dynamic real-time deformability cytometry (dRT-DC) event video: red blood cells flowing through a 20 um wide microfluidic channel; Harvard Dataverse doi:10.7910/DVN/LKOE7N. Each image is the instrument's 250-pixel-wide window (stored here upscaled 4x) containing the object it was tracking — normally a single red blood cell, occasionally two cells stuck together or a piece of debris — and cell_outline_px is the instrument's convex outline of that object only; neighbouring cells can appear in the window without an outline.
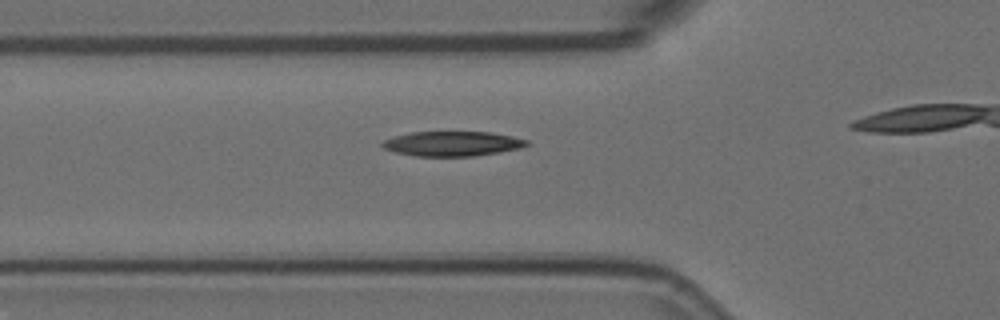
{"species": "Egyptian fruit bat (a non-hibernating species)", "species_latin": "Rousettus aegyptiacus", "temperature_condition": "room temperature", "stored_images_in_passage": 3, "segment_of_instrument_passage": [1, 2], "camera_frame_rate_fps": 3000, "um_per_image_px": 0.085, "animal": {"sex": "female"}, "frame": {"image": 1, "passage_image": 2, "time_ms": 0.333, "image_size_px": [1000, 320], "cell_outline_px": [[528, 144], [520, 148], [500, 152], [472, 156], [416, 156], [396, 152], [384, 148], [380, 144], [384, 140], [396, 136], [412, 132], [488, 132], [512, 136], [528, 140]], "centroid_in_image_um": [38.46, 12.21], "position_along_channel_um": 87.3, "area_um2": 20.63}}